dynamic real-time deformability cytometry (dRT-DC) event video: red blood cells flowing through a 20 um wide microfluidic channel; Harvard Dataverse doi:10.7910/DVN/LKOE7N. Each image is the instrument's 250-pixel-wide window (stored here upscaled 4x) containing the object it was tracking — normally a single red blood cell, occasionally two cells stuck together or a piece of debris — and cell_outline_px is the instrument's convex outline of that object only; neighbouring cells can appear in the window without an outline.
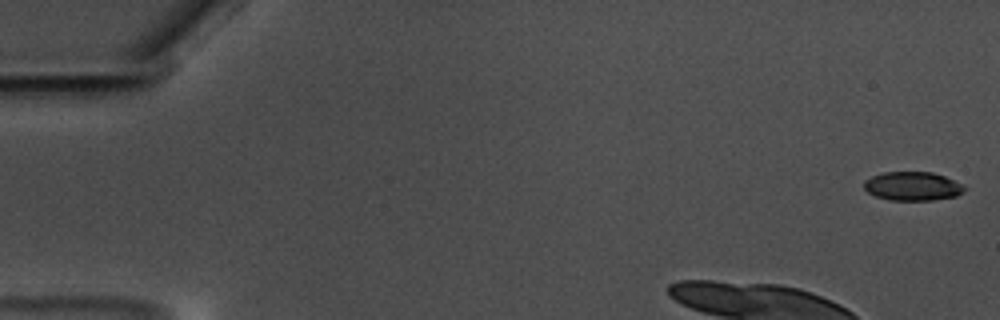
{"species": "common noctule bat (a hibernating species)", "species_latin": "Nyctalus noctula", "temperature_condition": "warm", "stored_images_in_passage": 12, "camera_frame_rate_fps": 3000, "um_per_image_px": 0.085, "animal": {"sex": "male", "body_mass_g": 17.5, "forearm_length_mm": 52.3}, "frame": {"image": 1, "passage_image": 1, "time_ms": 0.0, "image_size_px": [1000, 320], "cell_outline_px": [[964, 192], [956, 196], [932, 200], [888, 200], [876, 196], [868, 192], [864, 188], [864, 180], [872, 176], [884, 172], [932, 172], [944, 176], [964, 184]], "centroid_in_image_um": [77.57, 15.82], "position_along_channel_um": 7.4, "area_um2": 16.88}}